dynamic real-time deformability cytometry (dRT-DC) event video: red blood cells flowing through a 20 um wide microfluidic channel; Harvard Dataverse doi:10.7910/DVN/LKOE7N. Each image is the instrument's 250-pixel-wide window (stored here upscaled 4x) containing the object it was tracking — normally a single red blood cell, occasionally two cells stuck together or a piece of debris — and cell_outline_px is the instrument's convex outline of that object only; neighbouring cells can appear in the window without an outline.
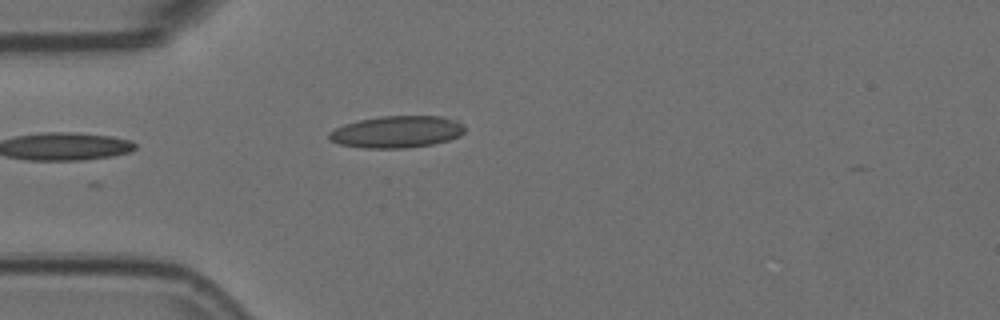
{"species": "Egyptian fruit bat (a non-hibernating species)", "species_latin": "Rousettus aegyptiacus", "temperature_condition": "room temperature", "stored_images_in_passage": 5, "camera_frame_rate_fps": 3000, "um_per_image_px": 0.085, "animal": {"sex": "female"}, "frame": {"image": 1, "passage_image": 5, "time_ms": 1.333, "image_size_px": [1000, 320], "cell_outline_px": [[464, 132], [460, 136], [448, 140], [432, 144], [404, 148], [364, 148], [340, 144], [328, 140], [328, 132], [344, 124], [360, 120], [380, 116], [440, 116], [456, 120], [464, 124]], "centroid_in_image_um": [33.72, 11.2], "position_along_channel_um": 51.3, "area_um2": 25.26}}